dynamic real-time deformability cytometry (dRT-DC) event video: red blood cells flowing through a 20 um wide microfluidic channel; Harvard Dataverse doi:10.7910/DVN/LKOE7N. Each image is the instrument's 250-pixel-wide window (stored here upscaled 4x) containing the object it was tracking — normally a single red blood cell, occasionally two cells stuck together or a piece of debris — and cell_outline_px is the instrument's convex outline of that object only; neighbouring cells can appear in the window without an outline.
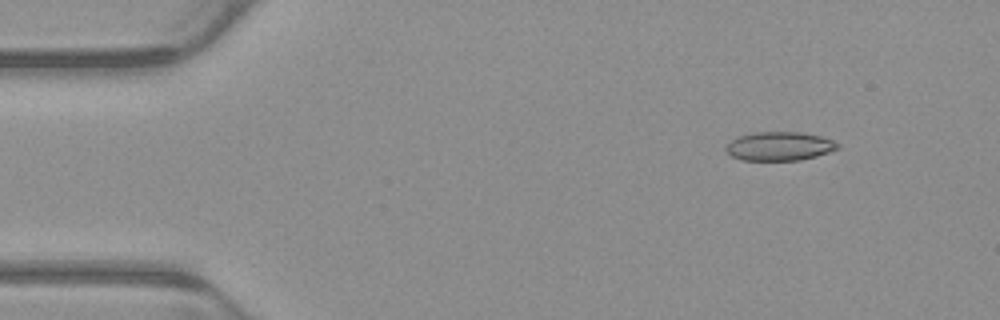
{"species": "common noctule bat (a hibernating species)", "species_latin": "Nyctalus noctula", "temperature_condition": "warm", "stored_images_in_passage": 4, "camera_frame_rate_fps": 3000, "um_per_image_px": 0.085, "animal": {"sex": "male", "body_mass_g": 23.1, "forearm_length_mm": 52.7}, "frame": {"image": 1, "passage_image": 2, "time_ms": 0.333, "image_size_px": [1000, 320], "cell_outline_px": [[840, 148], [816, 156], [800, 160], [744, 160], [732, 156], [724, 148], [732, 140], [740, 136], [752, 132], [800, 132], [820, 136], [832, 140], [840, 144]], "centroid_in_image_um": [66.27, 12.42], "position_along_channel_um": 18.7, "area_um2": 18.61}}
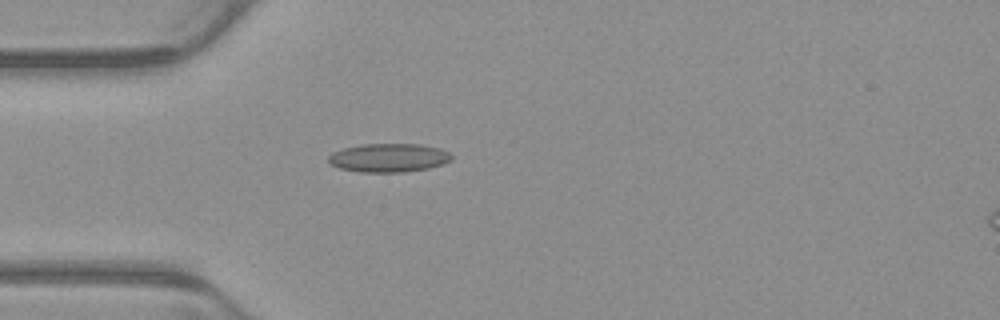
{"frame": {"image": 2, "passage_image": 4, "time_ms": 1.0, "image_size_px": [1000, 320], "cell_outline_px": [[452, 160], [444, 164], [428, 168], [404, 172], [360, 172], [340, 168], [332, 164], [328, 160], [328, 156], [332, 152], [344, 148], [364, 144], [420, 144], [440, 148], [448, 152], [452, 156]], "centroid_in_image_um": [33.07, 13.41], "position_along_channel_um": 51.9, "area_um2": 20.52}}